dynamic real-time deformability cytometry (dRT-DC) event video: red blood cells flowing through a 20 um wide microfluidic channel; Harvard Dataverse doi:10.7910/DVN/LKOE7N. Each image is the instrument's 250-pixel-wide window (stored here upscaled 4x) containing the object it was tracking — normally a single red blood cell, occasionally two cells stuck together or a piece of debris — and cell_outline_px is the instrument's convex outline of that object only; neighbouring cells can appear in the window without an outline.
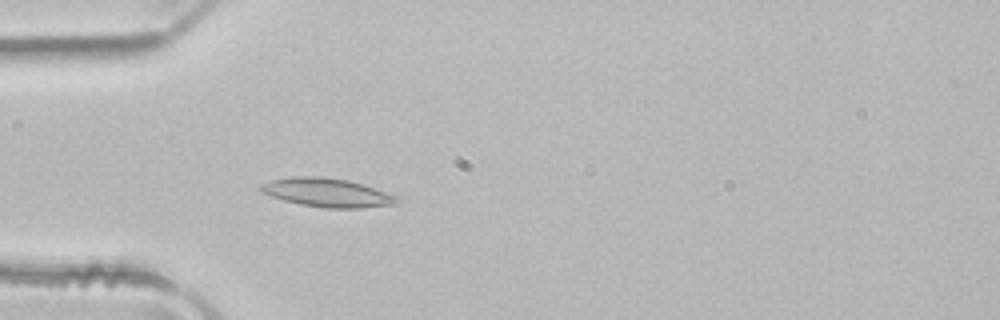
{"species": "common noctule bat (a hibernating species)", "species_latin": "Nyctalus noctula", "temperature_condition": "room temperature", "stored_images_in_passage": 3, "camera_frame_rate_fps": 3000, "um_per_image_px": 0.085, "animal": {"sex": "male", "body_mass_g": 21.5, "forearm_length_mm": 52.0}, "frame": {"image": 1, "passage_image": 3, "time_ms": 0.667, "image_size_px": [1000, 320], "cell_outline_px": [[400, 200], [396, 204], [360, 208], [324, 208], [300, 204], [284, 200], [260, 192], [256, 188], [260, 184], [272, 180], [292, 176], [320, 176], [348, 180], [364, 184], [400, 196]], "centroid_in_image_um": [27.82, 16.37], "position_along_channel_um": 57.2, "area_um2": 23.12}}